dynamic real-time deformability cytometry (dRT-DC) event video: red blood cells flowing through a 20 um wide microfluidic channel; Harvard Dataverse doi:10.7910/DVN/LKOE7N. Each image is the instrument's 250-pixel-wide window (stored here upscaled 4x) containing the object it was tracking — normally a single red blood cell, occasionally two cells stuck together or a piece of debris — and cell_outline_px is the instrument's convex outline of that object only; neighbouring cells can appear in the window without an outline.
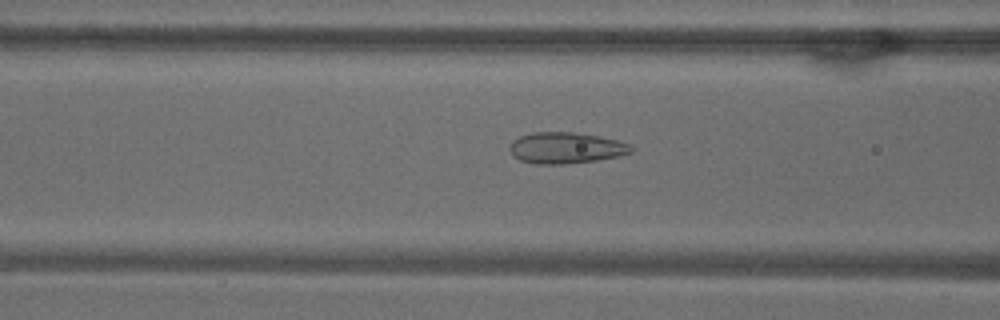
{"species": "common noctule bat (a hibernating species)", "species_latin": "Nyctalus noctula", "temperature_condition": "warm", "stored_images_in_passage": 53, "camera_frame_rate_fps": 3000, "um_per_image_px": 0.085, "animal": {"sex": "male", "body_mass_g": 18.8}, "frame": {"image": 1, "passage_image": 21, "time_ms": 6.667, "image_size_px": [1000, 320], "cell_outline_px": [[632, 152], [620, 156], [596, 160], [564, 164], [536, 164], [520, 160], [508, 148], [512, 140], [520, 136], [532, 132], [572, 132], [600, 136], [632, 144]], "centroid_in_image_um": [48.11, 12.56], "position_along_channel_um": 118.5, "area_um2": 22.08}}
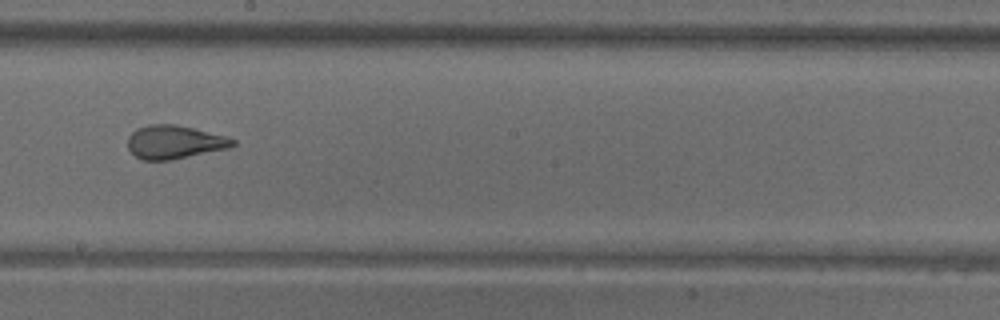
{"frame": {"image": 2, "passage_image": 30, "time_ms": 9.667, "image_size_px": [1000, 320], "cell_outline_px": [[236, 144], [228, 148], [172, 160], [144, 160], [136, 156], [128, 148], [128, 136], [136, 128], [148, 124], [176, 124], [224, 136], [236, 140]], "centroid_in_image_um": [14.8, 12.07], "position_along_channel_um": 233.4, "area_um2": 20.35}}
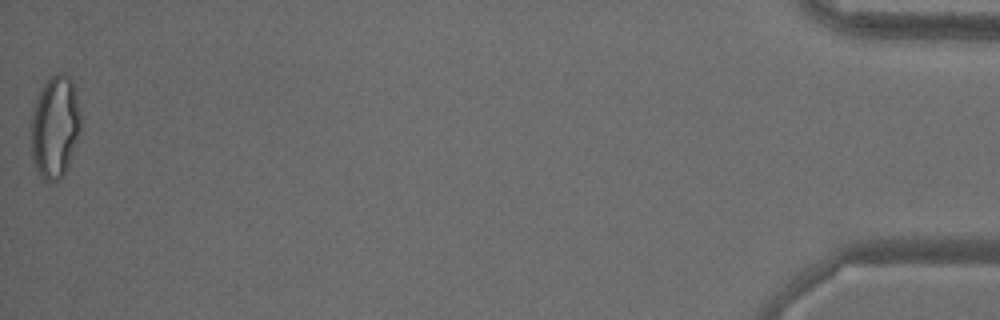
{"frame": {"image": 3, "passage_image": 53, "time_ms": 17.333, "image_size_px": [1000, 320], "cell_outline_px": [[80, 132], [64, 176], [56, 180], [44, 180], [36, 176], [32, 160], [32, 108], [40, 88], [48, 76], [56, 72], [64, 72], [72, 76], [76, 92], [80, 112]], "centroid_in_image_um": [4.66, 10.73], "position_along_channel_um": 430.5, "area_um2": 30.35}, "authors_computed_cell_mechanics": {"area_um2": 24.4494, "velocity_mm_per_s": 3.8237, "shape_relaxation_time_tau1_ms": null, "shape_relaxation_time_tau2_ms": 0.9187, "deformation_change_tau1": null, "deformation_change_tau2": 0.0916}}